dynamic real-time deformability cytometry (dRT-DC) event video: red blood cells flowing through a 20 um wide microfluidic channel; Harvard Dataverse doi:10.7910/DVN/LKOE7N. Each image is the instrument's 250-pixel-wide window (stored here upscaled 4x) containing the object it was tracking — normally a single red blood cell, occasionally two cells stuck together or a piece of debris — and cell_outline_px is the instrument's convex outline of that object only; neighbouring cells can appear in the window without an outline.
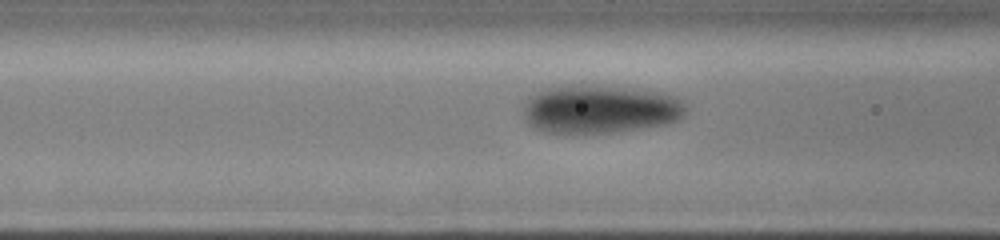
{"species": "human", "species_latin": "Homo sapiens", "temperature_condition": "cold", "stored_images_in_passage": 19, "camera_frame_rate_fps": 3000, "um_per_image_px": 0.085, "donor": {"sex": "male"}, "frame": {"image": 1, "passage_image": 18, "time_ms": 5.333, "image_size_px": [1000, 240], "cell_outline_px": [[688, 108], [684, 116], [676, 120], [664, 124], [612, 132], [544, 132], [528, 124], [524, 120], [524, 104], [528, 96], [532, 92], [544, 88], [568, 84], [596, 84], [664, 92], [676, 96]], "centroid_in_image_um": [50.96, 9.23], "position_along_channel_um": 115.6, "area_um2": 46.36}}